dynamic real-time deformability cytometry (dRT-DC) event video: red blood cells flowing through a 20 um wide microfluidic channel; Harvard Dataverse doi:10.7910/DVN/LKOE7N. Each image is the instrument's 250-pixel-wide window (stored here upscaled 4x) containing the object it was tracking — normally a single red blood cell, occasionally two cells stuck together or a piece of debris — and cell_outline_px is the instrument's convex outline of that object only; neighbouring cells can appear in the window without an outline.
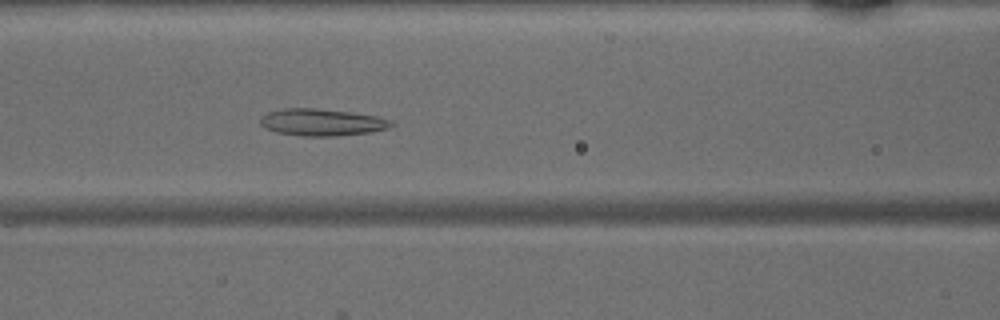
{"species": "common noctule bat (a hibernating species)", "species_latin": "Nyctalus noctula", "temperature_condition": "warm", "stored_images_in_passage": 36, "camera_frame_rate_fps": 3000, "um_per_image_px": 0.085, "animal": {"sex": "male", "body_mass_g": 15.6}, "frame": {"image": 1, "passage_image": 8, "time_ms": 2.333, "image_size_px": [1000, 320], "cell_outline_px": [[396, 124], [388, 128], [372, 132], [332, 136], [304, 136], [276, 132], [264, 128], [260, 124], [260, 116], [268, 112], [284, 108], [316, 108], [348, 112], [376, 116], [392, 120]], "centroid_in_image_um": [27.35, 10.39], "position_along_channel_um": 139.3, "area_um2": 20.63}}
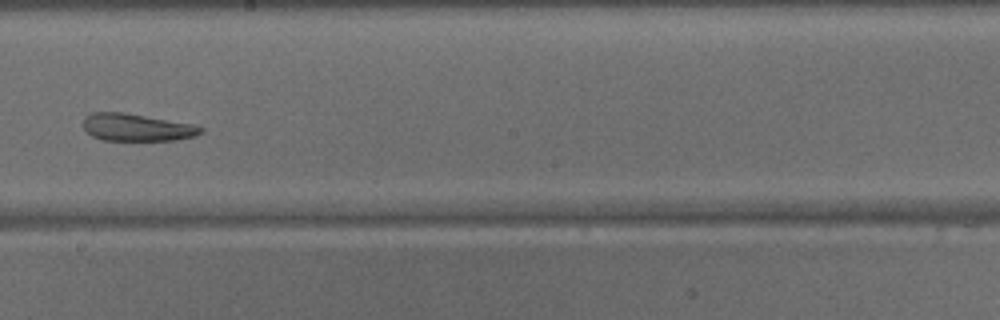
{"frame": {"image": 2, "passage_image": 15, "time_ms": 4.667, "image_size_px": [1000, 320], "cell_outline_px": [[204, 132], [196, 136], [176, 140], [100, 140], [92, 136], [84, 128], [84, 116], [92, 112], [124, 112], [192, 124], [204, 128]], "centroid_in_image_um": [11.63, 10.83], "position_along_channel_um": 236.6, "area_um2": 18.79}}
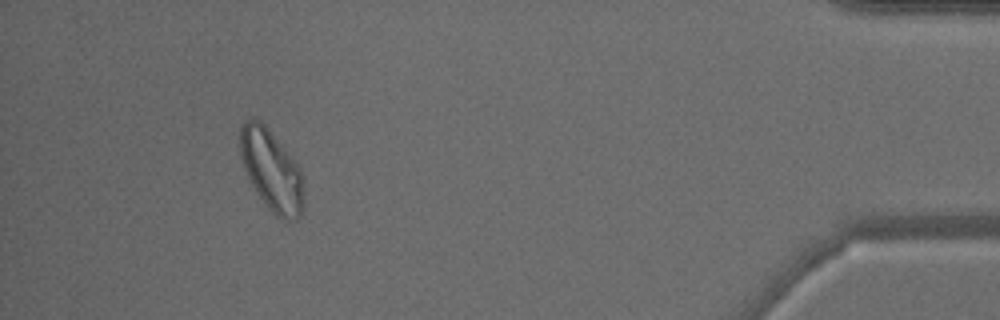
{"frame": {"image": 3, "passage_image": 32, "time_ms": 10.333, "image_size_px": [1000, 320], "cell_outline_px": [[304, 208], [300, 216], [296, 220], [284, 220], [276, 216], [268, 208], [256, 192], [244, 168], [240, 152], [240, 128], [244, 120], [252, 116], [260, 120], [268, 128], [300, 168], [304, 180]], "centroid_in_image_um": [23.1, 14.49], "position_along_channel_um": 412.1, "area_um2": 30.29}}